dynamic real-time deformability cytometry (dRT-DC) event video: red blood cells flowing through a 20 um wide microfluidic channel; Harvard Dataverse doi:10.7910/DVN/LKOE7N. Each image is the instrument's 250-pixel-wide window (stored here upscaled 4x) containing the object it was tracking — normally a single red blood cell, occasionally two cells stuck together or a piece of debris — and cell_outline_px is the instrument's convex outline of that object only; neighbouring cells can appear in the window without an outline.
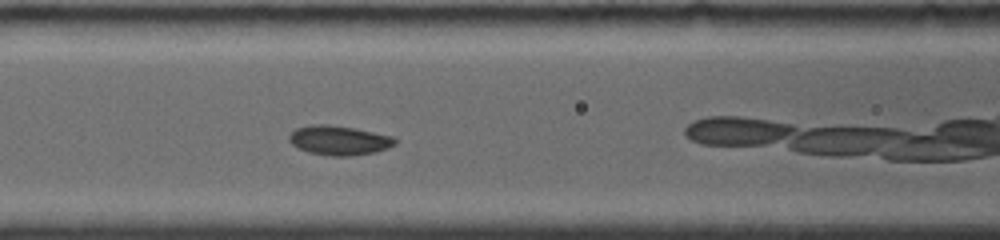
{"species": "common noctule bat (a hibernating species)", "species_latin": "Nyctalus noctula", "temperature_condition": "room temperature", "stored_images_in_passage": 21, "camera_frame_rate_fps": 4000, "um_per_image_px": 0.085, "animal": {"sex": "female", "body_mass_g": 19.0, "forearm_length_mm": 56.7}, "frame": {"image": 1, "passage_image": 10, "time_ms": 2.75, "image_size_px": [1000, 240], "cell_outline_px": [[396, 144], [388, 148], [376, 152], [352, 156], [332, 156], [308, 152], [292, 144], [288, 140], [288, 136], [296, 128], [312, 124], [328, 124], [352, 128], [392, 136], [396, 140]], "centroid_in_image_um": [28.81, 11.93], "position_along_channel_um": 137.8, "area_um2": 18.09}}